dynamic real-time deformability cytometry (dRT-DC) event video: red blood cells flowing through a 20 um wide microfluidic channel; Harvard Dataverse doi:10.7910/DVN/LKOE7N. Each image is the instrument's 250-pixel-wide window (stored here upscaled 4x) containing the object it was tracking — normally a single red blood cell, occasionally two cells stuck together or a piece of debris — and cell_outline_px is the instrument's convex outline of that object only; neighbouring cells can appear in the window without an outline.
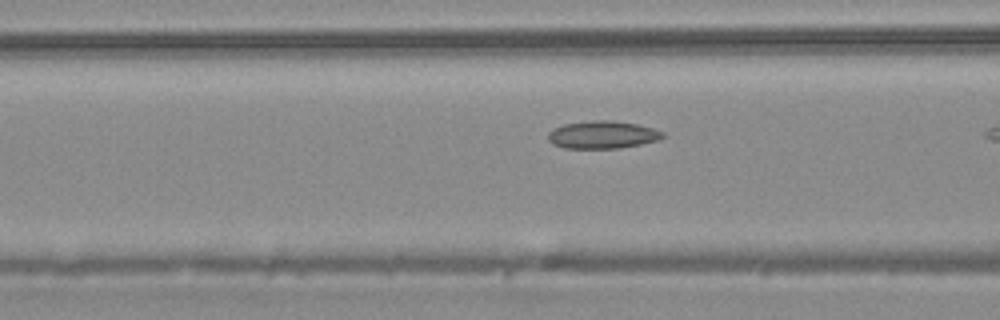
{"species": "common noctule bat (a hibernating species)", "species_latin": "Nyctalus noctula", "temperature_condition": "warm", "stored_images_in_passage": 9, "camera_frame_rate_fps": 3000, "um_per_image_px": 0.085, "animal": {"sex": "male", "body_mass_g": 20.4}, "frame": {"image": 1, "passage_image": 8, "time_ms": 2.333, "image_size_px": [1000, 320], "cell_outline_px": [[668, 136], [660, 140], [620, 148], [564, 148], [552, 144], [548, 140], [548, 132], [552, 128], [564, 124], [592, 120], [612, 120], [636, 124], [652, 128], [664, 132]], "centroid_in_image_um": [51.22, 11.45], "position_along_channel_um": 115.4, "area_um2": 18.67}}